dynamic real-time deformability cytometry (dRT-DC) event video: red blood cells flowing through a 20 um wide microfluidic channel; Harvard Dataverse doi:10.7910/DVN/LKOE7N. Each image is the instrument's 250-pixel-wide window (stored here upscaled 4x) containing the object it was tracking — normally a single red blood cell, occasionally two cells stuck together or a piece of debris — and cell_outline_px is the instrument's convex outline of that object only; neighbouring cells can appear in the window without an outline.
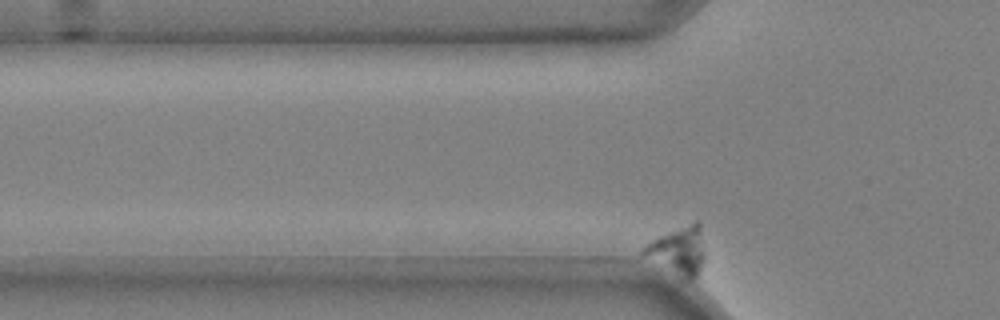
{"species": "common noctule bat (a hibernating species)", "species_latin": "Nyctalus noctula", "temperature_condition": "cold", "stored_images_in_passage": 43, "camera_frame_rate_fps": 3000, "um_per_image_px": 0.085, "animal": {"sex": "male", "body_mass_g": 20.4}, "frame": {"image": 1, "passage_image": 2, "time_ms": 0.333, "image_size_px": [1000, 320], "cell_outline_px": [[704, 260], [700, 280], [684, 280], [640, 252], [652, 240], [660, 236], [696, 220], [700, 220], [704, 252]], "centroid_in_image_um": [57.77, 21.35], "position_along_channel_um": 68.0, "area_um2": 17.17}}
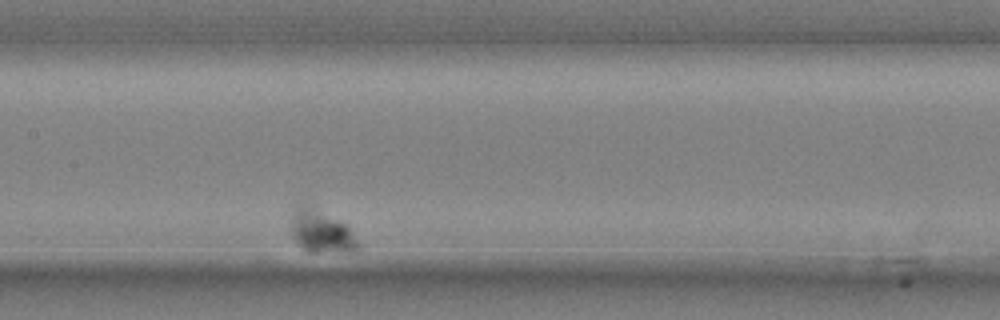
{"frame": {"image": 2, "passage_image": 19, "time_ms": 6.0, "image_size_px": [1000, 320], "cell_outline_px": [[360, 248], [316, 252], [308, 252], [300, 248], [292, 232], [292, 216], [308, 200], [344, 224], [348, 228], [360, 244]], "centroid_in_image_um": [27.27, 19.62], "position_along_channel_um": 180.1, "area_um2": 16.18}}
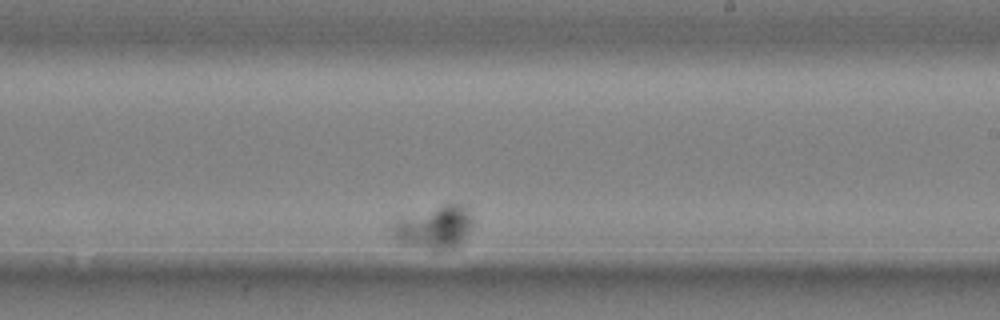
{"frame": {"image": 3, "passage_image": 28, "time_ms": 9.0, "image_size_px": [1000, 320], "cell_outline_px": [[472, 220], [468, 232], [460, 248], [440, 252], [436, 252], [404, 244], [396, 240], [392, 232], [392, 224], [396, 220], [444, 204], [460, 204], [468, 212]], "centroid_in_image_um": [36.93, 19.41], "position_along_channel_um": 252.1, "area_um2": 20.17}}